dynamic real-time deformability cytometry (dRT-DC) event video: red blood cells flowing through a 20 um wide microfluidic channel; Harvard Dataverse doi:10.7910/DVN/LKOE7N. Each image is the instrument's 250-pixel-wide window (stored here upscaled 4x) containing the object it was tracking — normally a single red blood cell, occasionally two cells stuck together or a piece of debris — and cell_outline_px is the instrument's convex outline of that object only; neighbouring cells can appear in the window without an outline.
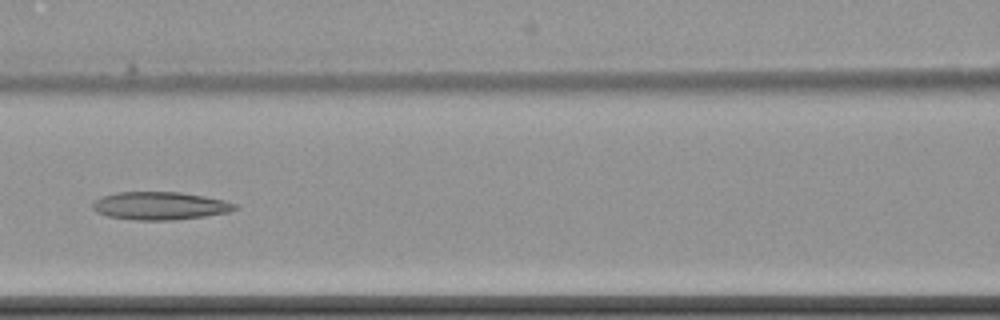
{"species": "common noctule bat (a hibernating species)", "species_latin": "Nyctalus noctula", "temperature_condition": "cold", "stored_images_in_passage": 8, "camera_frame_rate_fps": 3000, "um_per_image_px": 0.085, "animal": {"sex": "female", "body_mass_g": 22.7, "forearm_length_mm": 54.2}, "frame": {"image": 1, "passage_image": 7, "time_ms": 7.333, "image_size_px": [1000, 320], "cell_outline_px": [[240, 208], [228, 212], [204, 216], [172, 220], [136, 220], [108, 216], [96, 212], [92, 208], [92, 204], [100, 196], [116, 192], [180, 192], [204, 196], [224, 200], [236, 204]], "centroid_in_image_um": [13.59, 17.49], "position_along_channel_um": 153.0, "area_um2": 23.18}}
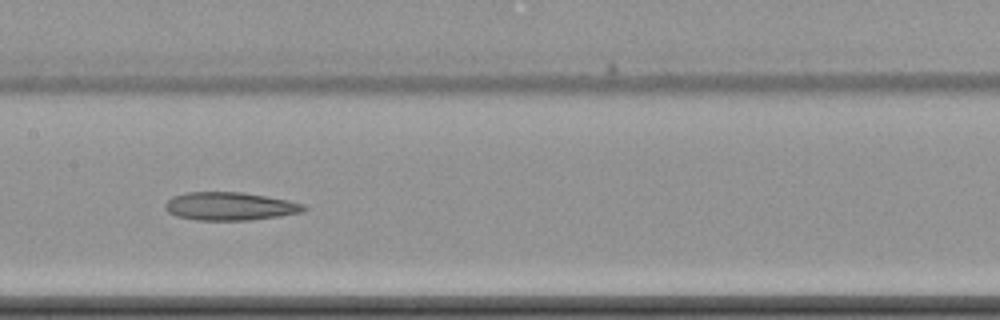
{"frame": {"image": 2, "passage_image": 8, "time_ms": 8.333, "image_size_px": [1000, 320], "cell_outline_px": [[308, 208], [300, 212], [276, 216], [248, 220], [196, 220], [176, 216], [168, 212], [164, 208], [164, 204], [172, 196], [188, 192], [244, 192], [288, 200], [304, 204]], "centroid_in_image_um": [19.5, 17.52], "position_along_channel_um": 187.9, "area_um2": 22.66}}